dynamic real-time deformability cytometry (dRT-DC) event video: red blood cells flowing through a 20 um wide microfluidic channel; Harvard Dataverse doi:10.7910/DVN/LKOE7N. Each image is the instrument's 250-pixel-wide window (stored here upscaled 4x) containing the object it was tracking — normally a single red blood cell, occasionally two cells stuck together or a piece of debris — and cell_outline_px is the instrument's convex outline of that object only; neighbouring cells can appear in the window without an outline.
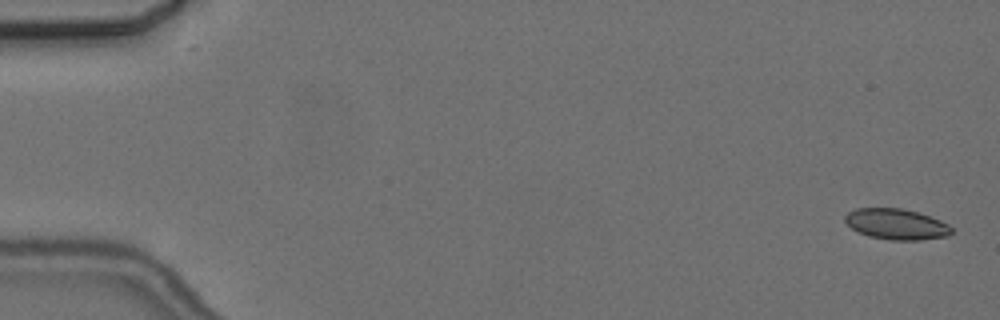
{"species": "common noctule bat (a hibernating species)", "species_latin": "Nyctalus noctula", "temperature_condition": "cold", "stored_images_in_passage": 11, "camera_frame_rate_fps": 3000, "um_per_image_px": 0.085, "animal": {"sex": "female", "body_mass_g": 24.6, "forearm_length_mm": 56.2}, "frame": {"image": 1, "passage_image": 1, "time_ms": 0.0, "image_size_px": [1000, 320], "cell_outline_px": [[952, 232], [948, 236], [920, 240], [888, 240], [868, 236], [852, 228], [844, 220], [844, 216], [848, 212], [856, 208], [900, 208], [916, 212], [940, 220], [948, 224], [952, 228]], "centroid_in_image_um": [76.18, 19.06], "position_along_channel_um": 8.8, "area_um2": 19.02}}
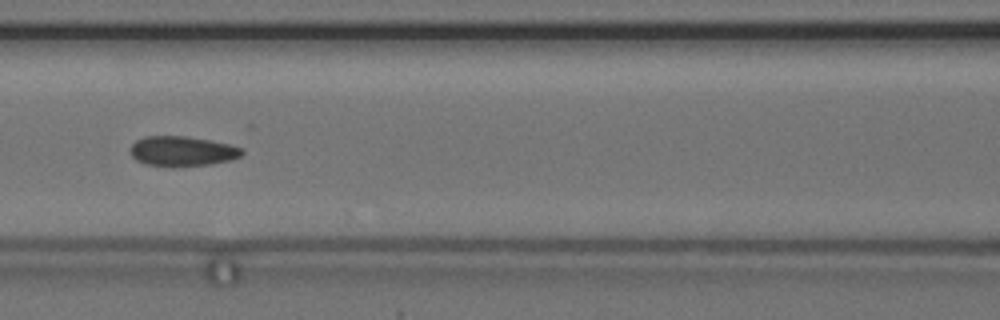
{"frame": {"image": 2, "passage_image": 7, "time_ms": 8.0, "image_size_px": [1000, 320], "cell_outline_px": [[244, 152], [240, 156], [228, 160], [208, 164], [172, 168], [148, 164], [136, 160], [132, 156], [128, 148], [136, 140], [144, 136], [188, 136], [228, 144], [244, 148]], "centroid_in_image_um": [15.44, 12.85], "position_along_channel_um": 151.2, "area_um2": 19.65}}